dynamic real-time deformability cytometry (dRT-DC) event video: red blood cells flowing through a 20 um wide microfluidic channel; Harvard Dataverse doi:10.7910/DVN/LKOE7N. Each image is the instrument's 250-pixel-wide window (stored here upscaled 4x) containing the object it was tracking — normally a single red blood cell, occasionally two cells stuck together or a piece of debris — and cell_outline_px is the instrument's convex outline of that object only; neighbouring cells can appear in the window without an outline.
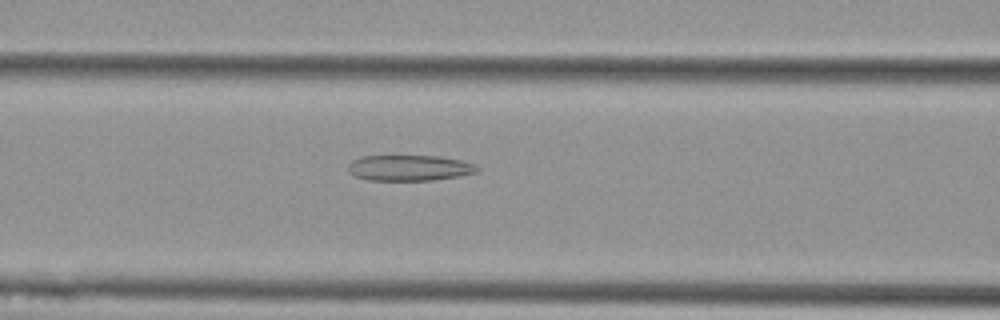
{"species": "Egyptian fruit bat (a non-hibernating species)", "species_latin": "Rousettus aegyptiacus", "temperature_condition": "cold", "stored_images_in_passage": 54, "camera_frame_rate_fps": 3000, "um_per_image_px": 0.085, "animal": {"sex": "female"}, "frame": {"image": 1, "passage_image": 22, "time_ms": 7.0, "image_size_px": [1000, 320], "cell_outline_px": [[480, 168], [476, 172], [460, 176], [432, 180], [368, 180], [356, 176], [348, 172], [348, 164], [352, 160], [360, 156], [440, 156], [460, 160], [472, 164]], "centroid_in_image_um": [34.76, 14.27], "position_along_channel_um": 131.8, "area_um2": 19.31}}
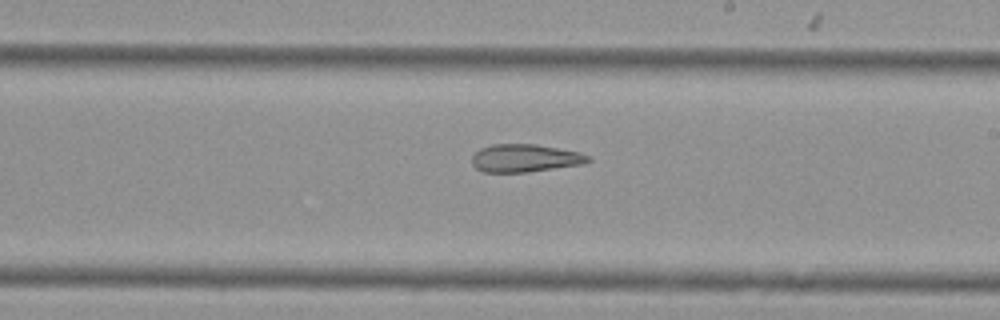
{"frame": {"image": 2, "passage_image": 31, "time_ms": 10.0, "image_size_px": [1000, 320], "cell_outline_px": [[592, 160], [584, 164], [528, 172], [484, 172], [476, 168], [472, 164], [472, 156], [480, 148], [492, 144], [536, 144], [580, 152], [592, 156]], "centroid_in_image_um": [44.66, 13.44], "position_along_channel_um": 244.3, "area_um2": 19.02}}
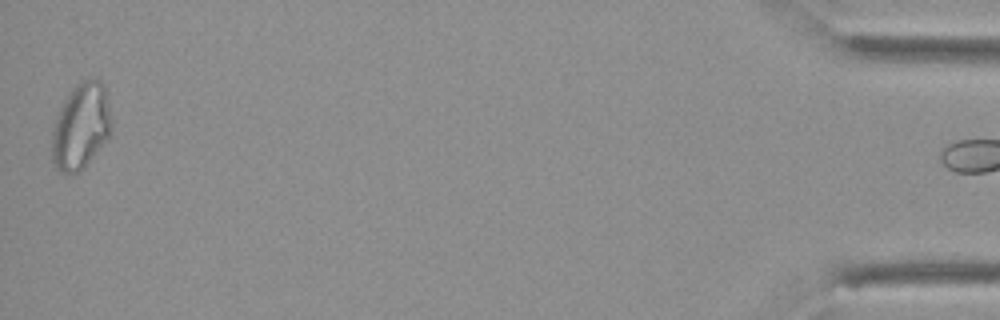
{"frame": {"image": 3, "passage_image": 53, "time_ms": 17.333, "image_size_px": [1000, 320], "cell_outline_px": [[112, 128], [108, 136], [88, 160], [76, 172], [64, 172], [56, 168], [52, 160], [52, 132], [56, 116], [68, 92], [76, 84], [84, 80], [100, 80], [104, 84], [112, 124]], "centroid_in_image_um": [6.85, 10.68], "position_along_channel_um": 428.3, "area_um2": 29.02}, "authors_computed_cell_mechanics": {"area_um2": 24.7095, "velocity_mm_per_s": 3.7674, "shape_relaxation_time_tau1_ms": null, "shape_relaxation_time_tau2_ms": 3.7289, "deformation_change_tau1": null, "deformation_change_tau2": 0.1179}}